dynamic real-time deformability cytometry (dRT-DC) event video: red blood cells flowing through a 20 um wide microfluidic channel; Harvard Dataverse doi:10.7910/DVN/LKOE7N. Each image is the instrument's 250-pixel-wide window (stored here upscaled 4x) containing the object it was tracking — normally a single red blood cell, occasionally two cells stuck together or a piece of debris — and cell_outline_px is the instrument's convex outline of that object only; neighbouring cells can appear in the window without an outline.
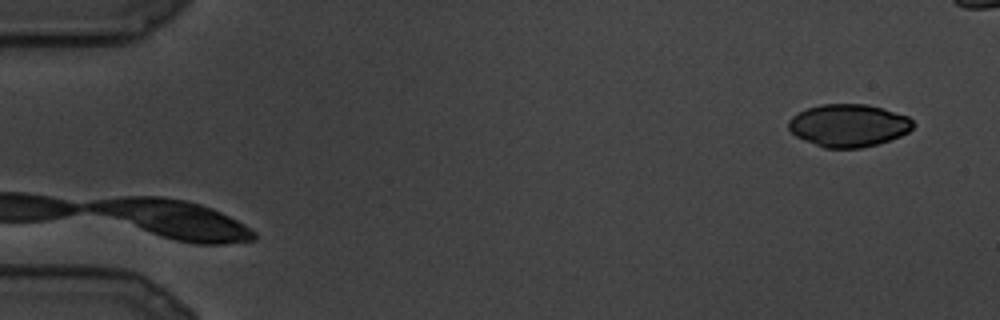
{"species": "common noctule bat (a hibernating species)", "species_latin": "Nyctalus noctula", "temperature_condition": "cold", "stored_images_in_passage": 2, "camera_frame_rate_fps": 3000, "um_per_image_px": 0.085, "animal": {"sex": "male", "body_mass_g": 19.5, "forearm_length_mm": 54.6}, "frame": {"image": 1, "passage_image": 2, "time_ms": 0.333, "image_size_px": [1000, 320], "cell_outline_px": [[916, 124], [908, 132], [900, 136], [876, 144], [860, 148], [824, 148], [804, 140], [796, 136], [788, 128], [788, 120], [792, 116], [808, 108], [820, 104], [868, 104], [908, 116]], "centroid_in_image_um": [72.12, 10.66], "position_along_channel_um": 12.9, "area_um2": 30.87}}